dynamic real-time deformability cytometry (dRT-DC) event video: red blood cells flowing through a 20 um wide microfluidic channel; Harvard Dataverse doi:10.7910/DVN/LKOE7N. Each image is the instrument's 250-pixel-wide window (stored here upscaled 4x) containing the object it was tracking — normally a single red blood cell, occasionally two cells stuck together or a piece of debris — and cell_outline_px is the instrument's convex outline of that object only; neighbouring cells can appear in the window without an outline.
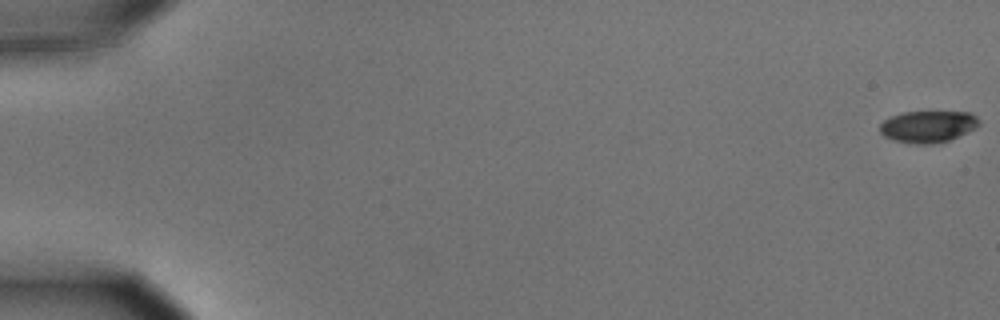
{"species": "common noctule bat (a hibernating species)", "species_latin": "Nyctalus noctula", "temperature_condition": "cold", "stored_images_in_passage": 17, "camera_frame_rate_fps": 3000, "um_per_image_px": 0.085, "animal": {"sex": "male", "body_mass_g": 15.6}, "frame": {"image": 1, "passage_image": 1, "time_ms": 0.0, "image_size_px": [1000, 320], "cell_outline_px": [[980, 124], [976, 128], [948, 140], [932, 144], [916, 144], [896, 140], [884, 136], [880, 132], [880, 124], [884, 120], [892, 116], [904, 112], [972, 112], [980, 120]], "centroid_in_image_um": [78.9, 10.75], "position_along_channel_um": 6.1, "area_um2": 18.21}}
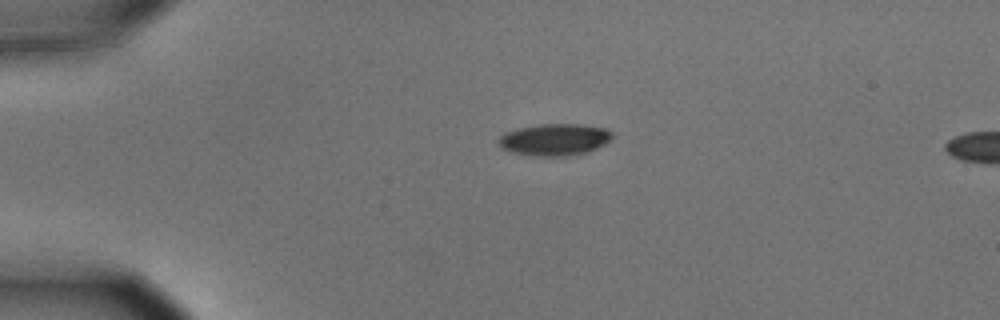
{"frame": {"image": 2, "passage_image": 14, "time_ms": 4.333, "image_size_px": [1000, 320], "cell_outline_px": [[612, 136], [604, 144], [588, 152], [568, 156], [532, 156], [512, 152], [500, 148], [496, 140], [504, 132], [516, 128], [540, 124], [580, 124], [604, 128], [612, 132]], "centroid_in_image_um": [47.07, 11.87], "position_along_channel_um": 37.9, "area_um2": 21.27}}